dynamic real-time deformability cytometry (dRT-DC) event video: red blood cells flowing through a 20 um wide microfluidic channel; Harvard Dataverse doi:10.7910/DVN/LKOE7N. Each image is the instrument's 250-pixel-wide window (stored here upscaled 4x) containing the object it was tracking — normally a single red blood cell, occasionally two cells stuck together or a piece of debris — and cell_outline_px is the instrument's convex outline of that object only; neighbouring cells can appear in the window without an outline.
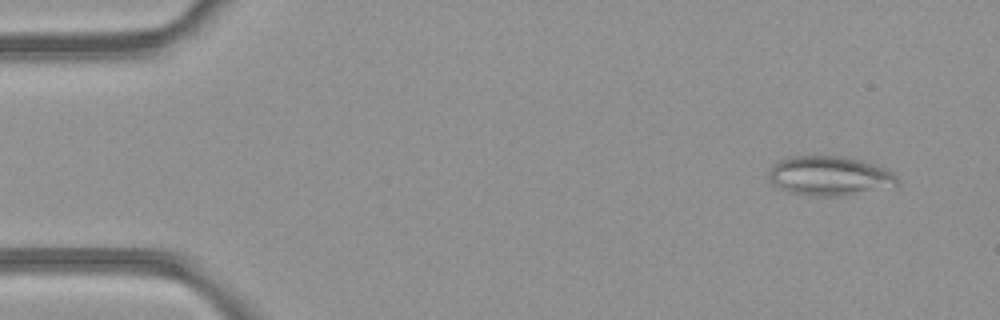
{"species": "common noctule bat (a hibernating species)", "species_latin": "Nyctalus noctula", "temperature_condition": "room temperature", "stored_images_in_passage": 48, "camera_frame_rate_fps": 3000, "um_per_image_px": 0.085, "animal": {"sex": "female", "body_mass_g": 21.9}, "frame": {"image": 1, "passage_image": 3, "time_ms": 0.667, "image_size_px": [1000, 320], "cell_outline_px": [[900, 180], [896, 188], [832, 196], [816, 196], [788, 192], [772, 184], [768, 176], [772, 168], [780, 160], [796, 156], [848, 156], [884, 168], [892, 172]], "centroid_in_image_um": [70.58, 14.96], "position_along_channel_um": 14.4, "area_um2": 29.48}}
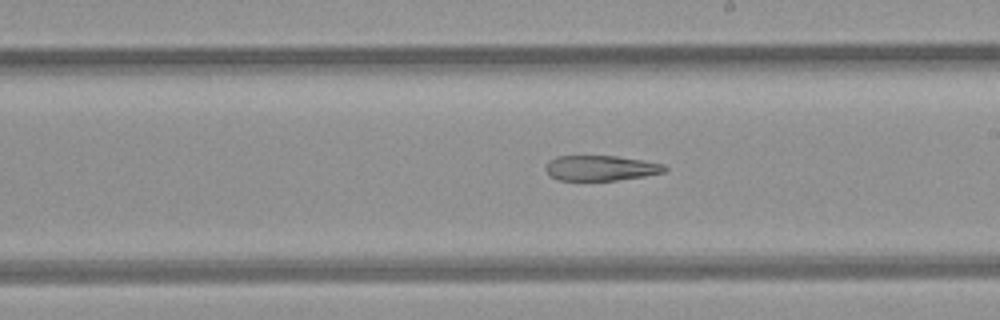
{"frame": {"image": 2, "passage_image": 27, "time_ms": 8.667, "image_size_px": [1000, 320], "cell_outline_px": [[668, 168], [664, 172], [644, 176], [616, 180], [556, 180], [544, 168], [548, 160], [556, 156], [616, 156], [664, 164]], "centroid_in_image_um": [51.04, 14.28], "position_along_channel_um": 238.0, "area_um2": 17.4}}
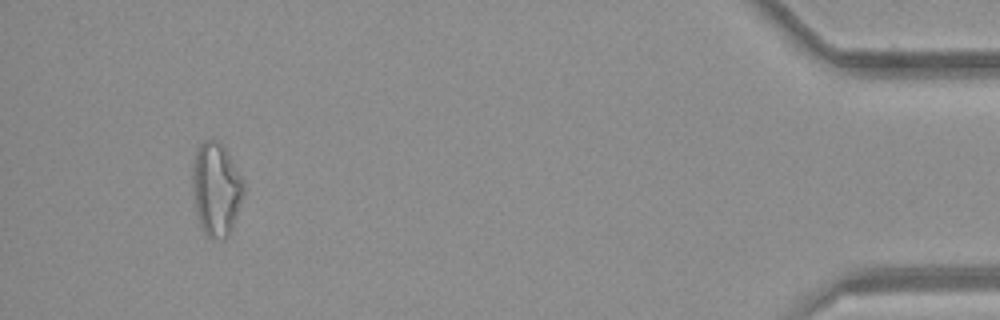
{"frame": {"image": 3, "passage_image": 45, "time_ms": 14.667, "image_size_px": [1000, 320], "cell_outline_px": [[244, 192], [228, 236], [224, 240], [212, 240], [200, 228], [196, 212], [192, 192], [192, 168], [196, 148], [204, 140], [216, 140], [224, 144], [244, 184]], "centroid_in_image_um": [18.33, 16.07], "position_along_channel_um": 416.9, "area_um2": 27.98}, "authors_computed_cell_mechanics": {"area_um2": 23.8425, "velocity_mm_per_s": 4.2648, "shape_relaxation_time_tau1_ms": null, "shape_relaxation_time_tau2_ms": 3.9753, "deformation_change_tau1": null, "deformation_change_tau2": 0.1614}}